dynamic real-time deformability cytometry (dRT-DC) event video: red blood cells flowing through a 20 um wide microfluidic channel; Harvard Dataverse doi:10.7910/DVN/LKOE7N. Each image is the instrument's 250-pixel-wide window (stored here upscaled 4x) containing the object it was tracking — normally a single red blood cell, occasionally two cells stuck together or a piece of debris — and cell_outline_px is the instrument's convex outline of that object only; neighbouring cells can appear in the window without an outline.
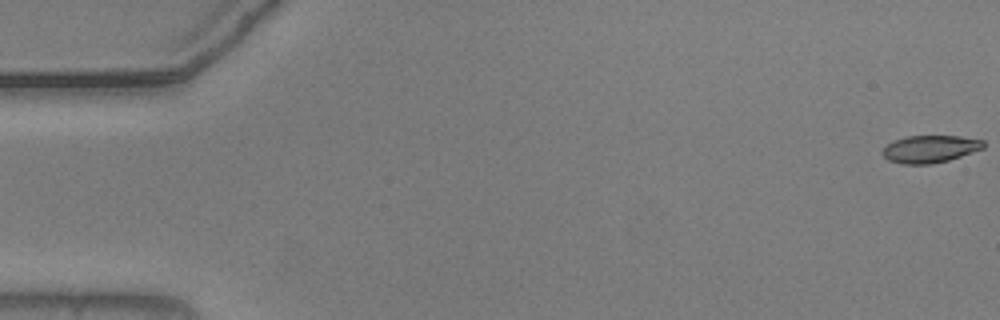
{"species": "common noctule bat (a hibernating species)", "species_latin": "Nyctalus noctula", "temperature_condition": "warm", "stored_images_in_passage": 12, "camera_frame_rate_fps": 3000, "um_per_image_px": 0.085, "animal": {"sex": "male", "body_mass_g": 20.5, "forearm_length_mm": 52.5}, "frame": {"image": 1, "passage_image": 1, "time_ms": 0.0, "image_size_px": [1000, 320], "cell_outline_px": [[984, 148], [948, 160], [932, 164], [900, 164], [888, 160], [880, 152], [888, 144], [896, 140], [908, 136], [960, 136], [984, 140]], "centroid_in_image_um": [79.05, 12.67], "position_along_channel_um": 6.0, "area_um2": 16.01}}